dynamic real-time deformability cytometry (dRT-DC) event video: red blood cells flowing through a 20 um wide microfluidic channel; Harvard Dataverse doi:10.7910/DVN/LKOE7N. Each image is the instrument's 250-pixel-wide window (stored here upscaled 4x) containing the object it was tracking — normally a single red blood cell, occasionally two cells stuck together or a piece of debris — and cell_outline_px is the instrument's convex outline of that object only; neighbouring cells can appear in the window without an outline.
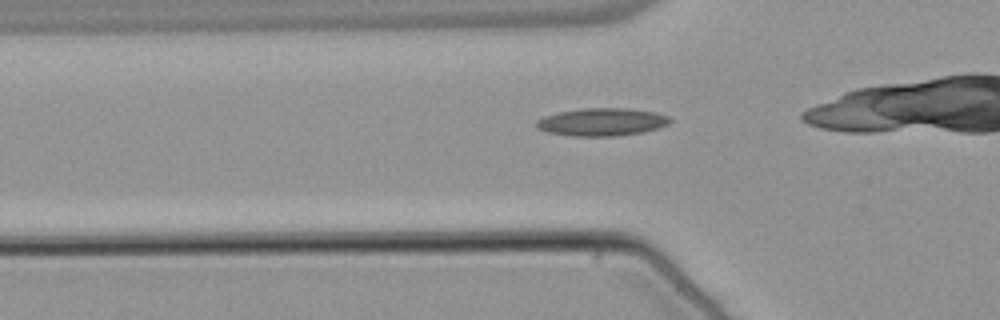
{"species": "common noctule bat (a hibernating species)", "species_latin": "Nyctalus noctula", "temperature_condition": "warm", "stored_images_in_passage": 34, "camera_frame_rate_fps": 3000, "um_per_image_px": 0.085, "animal": {"sex": "male", "body_mass_g": 21.5, "forearm_length_mm": 52.0}, "frame": {"image": 1, "passage_image": 8, "time_ms": 2.333, "image_size_px": [1000, 320], "cell_outline_px": [[672, 120], [668, 124], [660, 128], [640, 132], [616, 136], [572, 136], [548, 132], [536, 128], [536, 120], [544, 116], [560, 112], [580, 108], [628, 108], [656, 112], [668, 116]], "centroid_in_image_um": [51.16, 10.36], "position_along_channel_um": 74.6, "area_um2": 21.68}}
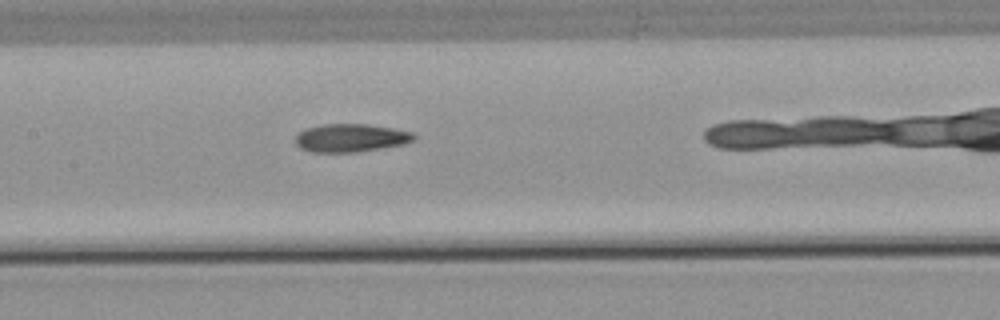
{"frame": {"image": 2, "passage_image": 16, "time_ms": 5.0, "image_size_px": [1000, 320], "cell_outline_px": [[416, 136], [412, 140], [404, 144], [356, 152], [312, 152], [300, 148], [296, 144], [296, 136], [304, 128], [324, 124], [368, 124], [392, 128], [412, 132]], "centroid_in_image_um": [29.79, 11.72], "position_along_channel_um": 177.6, "area_um2": 19.31}}
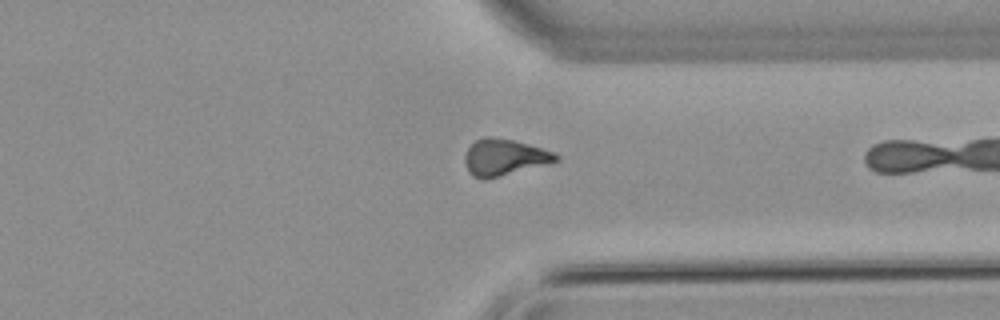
{"frame": {"image": 3, "passage_image": 31, "time_ms": 10.0, "image_size_px": [1000, 320], "cell_outline_px": [[560, 160], [500, 176], [484, 180], [472, 176], [468, 172], [464, 160], [464, 156], [468, 148], [476, 140], [484, 136], [492, 136], [512, 140], [528, 144], [556, 152], [560, 156]], "centroid_in_image_um": [42.85, 13.36], "position_along_channel_um": 368.6, "area_um2": 19.36}}